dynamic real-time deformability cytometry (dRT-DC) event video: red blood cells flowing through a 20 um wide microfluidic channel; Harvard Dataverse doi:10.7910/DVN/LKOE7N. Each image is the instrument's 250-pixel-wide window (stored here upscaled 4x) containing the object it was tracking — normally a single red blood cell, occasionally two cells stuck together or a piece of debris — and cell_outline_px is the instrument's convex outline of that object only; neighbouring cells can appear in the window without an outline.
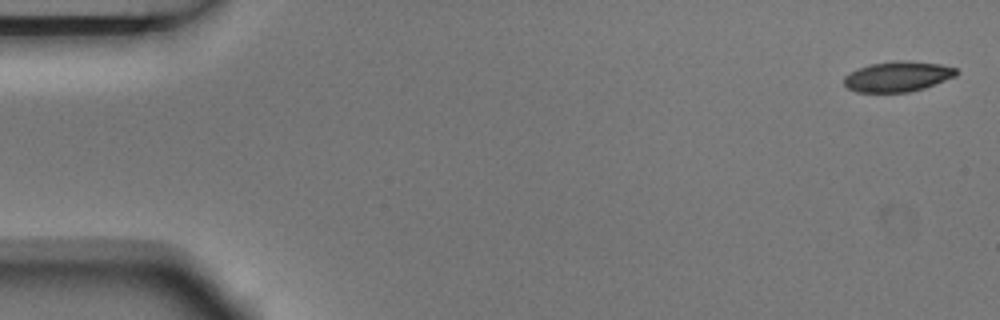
{"species": "Egyptian fruit bat (a non-hibernating species)", "species_latin": "Rousettus aegyptiacus", "temperature_condition": "room temperature", "stored_images_in_passage": 5, "camera_frame_rate_fps": 3000, "um_per_image_px": 0.085, "animal": {"sex": "male"}, "frame": {"image": 1, "passage_image": 1, "time_ms": 0.0, "image_size_px": [1000, 320], "cell_outline_px": [[960, 72], [956, 76], [924, 88], [908, 92], [856, 92], [848, 88], [844, 84], [844, 76], [860, 68], [872, 64], [896, 60], [908, 60], [940, 64], [956, 68]], "centroid_in_image_um": [76.34, 6.5], "position_along_channel_um": 8.7, "area_um2": 19.77}}
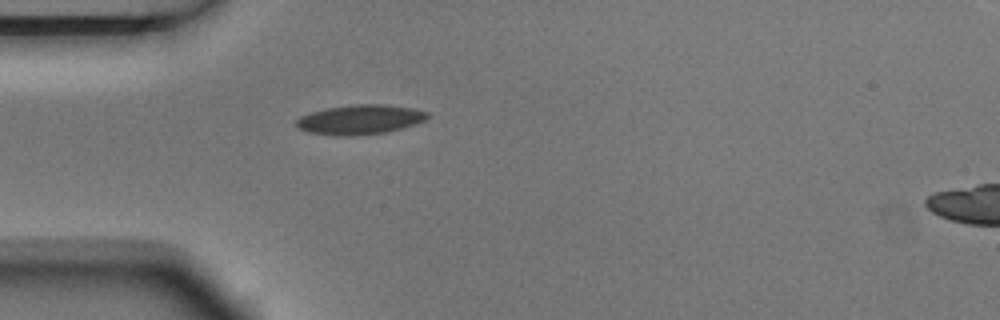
{"frame": {"image": 2, "passage_image": 5, "time_ms": 1.333, "image_size_px": [1000, 320], "cell_outline_px": [[428, 116], [424, 120], [416, 124], [384, 132], [356, 136], [336, 136], [308, 132], [296, 128], [296, 120], [300, 116], [312, 112], [328, 108], [356, 104], [384, 104], [412, 108], [428, 112]], "centroid_in_image_um": [30.57, 10.17], "position_along_channel_um": 54.4, "area_um2": 22.54}}